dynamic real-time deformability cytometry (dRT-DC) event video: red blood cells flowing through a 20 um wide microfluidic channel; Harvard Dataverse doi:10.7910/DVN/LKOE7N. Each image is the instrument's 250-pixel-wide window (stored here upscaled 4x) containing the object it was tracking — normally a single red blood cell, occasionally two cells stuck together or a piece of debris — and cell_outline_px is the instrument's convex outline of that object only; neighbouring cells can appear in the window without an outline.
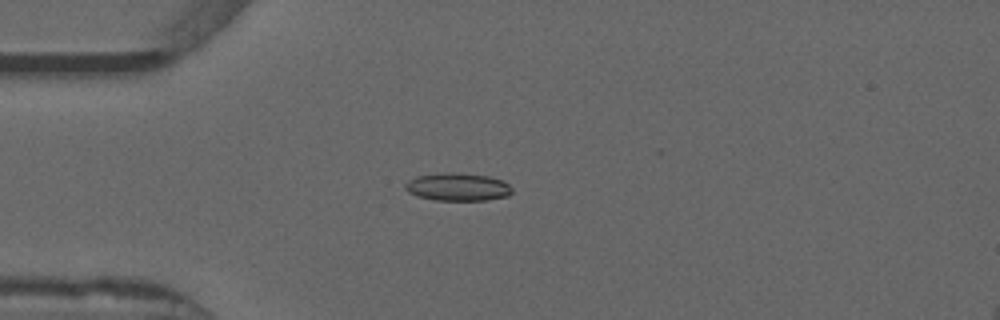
{"species": "common noctule bat (a hibernating species)", "species_latin": "Nyctalus noctula", "temperature_condition": "warm", "stored_images_in_passage": 53, "camera_frame_rate_fps": 3000, "um_per_image_px": 0.085, "animal": {"sex": "male", "forearm_length_mm": 52.5}, "frame": {"image": 1, "passage_image": 14, "time_ms": 4.333, "image_size_px": [1000, 320], "cell_outline_px": [[512, 192], [508, 196], [488, 200], [436, 200], [416, 196], [408, 192], [404, 188], [404, 184], [408, 180], [416, 176], [444, 172], [452, 172], [488, 176], [500, 180], [508, 184], [512, 188]], "centroid_in_image_um": [38.87, 15.89], "position_along_channel_um": 46.1, "area_um2": 17.4}}
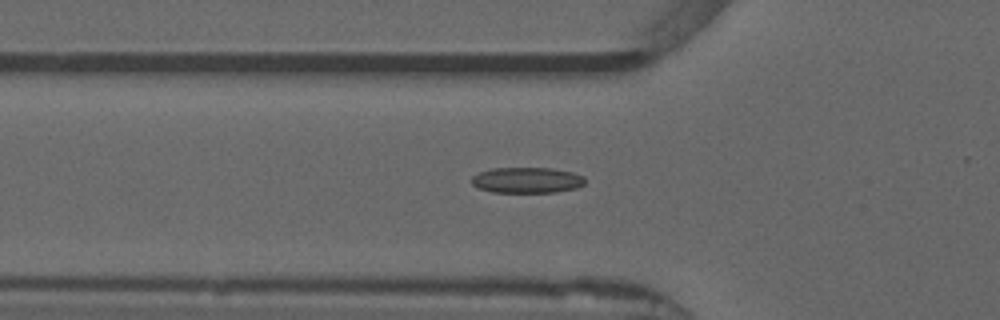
{"frame": {"image": 2, "passage_image": 18, "time_ms": 5.667, "image_size_px": [1000, 320], "cell_outline_px": [[584, 184], [576, 188], [556, 192], [492, 192], [476, 188], [472, 184], [472, 176], [480, 172], [492, 168], [552, 168], [572, 172], [584, 176]], "centroid_in_image_um": [44.77, 15.31], "position_along_channel_um": 81.0, "area_um2": 17.05}}
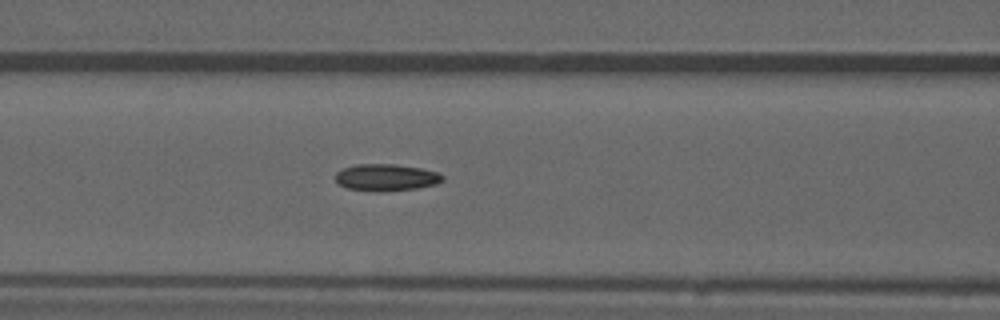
{"frame": {"image": 3, "passage_image": 22, "time_ms": 7.0, "image_size_px": [1000, 320], "cell_outline_px": [[444, 180], [436, 184], [416, 188], [348, 188], [340, 184], [336, 180], [336, 172], [344, 168], [356, 164], [392, 164], [420, 168], [440, 172], [444, 176]], "centroid_in_image_um": [32.89, 15.01], "position_along_channel_um": 133.7, "area_um2": 15.72}, "authors_computed_cell_mechanics": {"area_um2": 16.473, "velocity_mm_per_s": 3.9117, "shape_relaxation_time_tau1_ms": null, "shape_relaxation_time_tau2_ms": 4.3548, "deformation_change_tau1": null, "deformation_change_tau2": 0.1048}}